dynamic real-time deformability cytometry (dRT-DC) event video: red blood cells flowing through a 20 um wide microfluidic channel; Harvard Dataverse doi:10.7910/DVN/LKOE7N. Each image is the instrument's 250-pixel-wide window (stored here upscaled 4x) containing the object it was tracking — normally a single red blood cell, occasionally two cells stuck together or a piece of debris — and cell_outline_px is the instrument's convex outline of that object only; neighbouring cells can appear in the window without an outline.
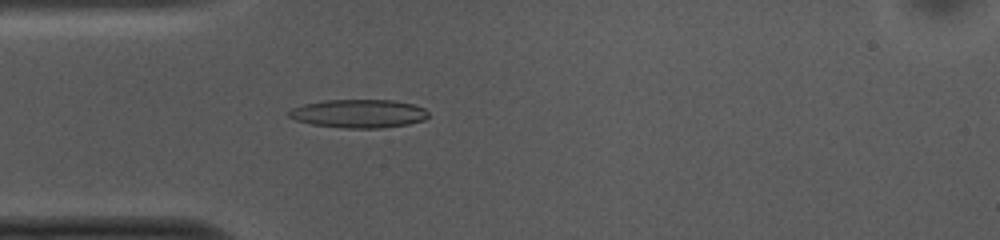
{"species": "common noctule bat (a hibernating species)", "species_latin": "Nyctalus noctula", "temperature_condition": "cold", "stored_images_in_passage": 40, "camera_frame_rate_fps": 3000, "um_per_image_px": 0.085, "animal": {"sex": "female", "body_mass_g": 10.0, "forearm_length_mm": 53.1}, "frame": {"image": 1, "passage_image": 2, "time_ms": 0.333, "image_size_px": [1000, 240], "cell_outline_px": [[428, 116], [424, 120], [408, 124], [384, 128], [344, 128], [312, 124], [296, 120], [288, 116], [288, 112], [292, 108], [304, 104], [324, 100], [392, 100], [412, 104], [424, 108], [428, 112]], "centroid_in_image_um": [30.49, 9.66], "position_along_channel_um": 54.5, "area_um2": 23.06}}
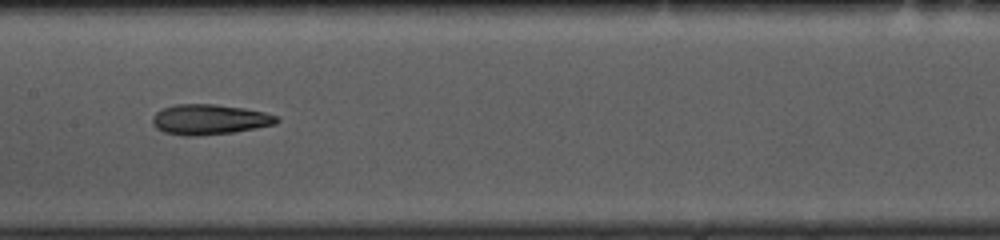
{"frame": {"image": 2, "passage_image": 13, "time_ms": 4.0, "image_size_px": [1000, 240], "cell_outline_px": [[280, 120], [276, 124], [256, 128], [232, 132], [192, 136], [184, 136], [164, 132], [156, 128], [152, 124], [152, 116], [160, 108], [176, 104], [216, 104], [244, 108], [264, 112], [276, 116]], "centroid_in_image_um": [17.76, 10.15], "position_along_channel_um": 189.6, "area_um2": 21.96}}
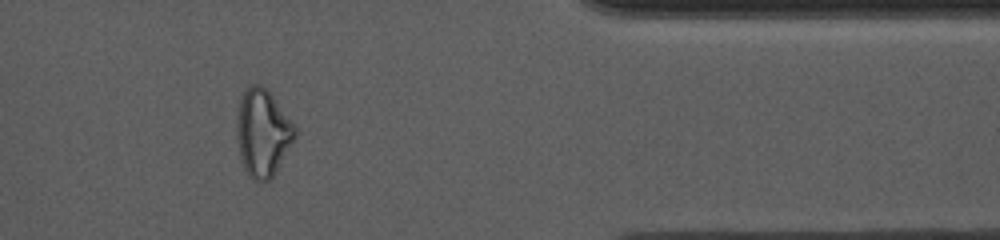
{"frame": {"image": 3, "passage_image": 31, "time_ms": 10.0, "image_size_px": [1000, 240], "cell_outline_px": [[296, 136], [272, 180], [256, 184], [248, 176], [244, 168], [240, 156], [236, 136], [236, 120], [240, 100], [244, 92], [252, 84], [260, 84], [272, 96], [296, 128]], "centroid_in_image_um": [22.31, 11.38], "position_along_channel_um": 389.1, "area_um2": 29.59}, "authors_computed_cell_mechanics": {"area_um2": 22.6576, "velocity_mm_per_s": 3.7618, "shape_relaxation_time_tau1_ms": null, "shape_relaxation_time_tau2_ms": 2.3458, "deformation_change_tau1": null, "deformation_change_tau2": 0.1209}}